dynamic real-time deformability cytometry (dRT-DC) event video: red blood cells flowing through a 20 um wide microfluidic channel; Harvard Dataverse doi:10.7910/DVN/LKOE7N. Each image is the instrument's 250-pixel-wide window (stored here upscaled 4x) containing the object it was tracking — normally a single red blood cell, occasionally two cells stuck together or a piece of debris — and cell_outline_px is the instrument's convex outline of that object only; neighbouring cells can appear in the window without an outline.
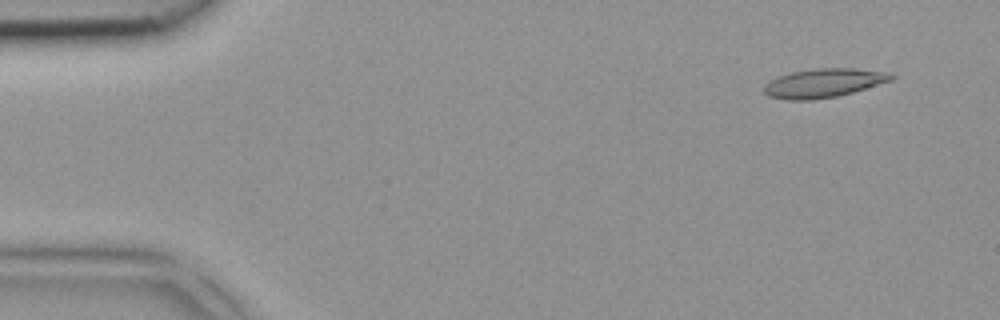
{"species": "common noctule bat (a hibernating species)", "species_latin": "Nyctalus noctula", "temperature_condition": "room temperature", "stored_images_in_passage": 4, "camera_frame_rate_fps": 3000, "um_per_image_px": 0.085, "animal": {"sex": "female", "body_mass_g": 18.4}, "frame": {"image": 1, "passage_image": 1, "time_ms": 0.0, "image_size_px": [1000, 320], "cell_outline_px": [[896, 76], [892, 80], [852, 92], [836, 96], [812, 100], [788, 100], [768, 96], [764, 92], [764, 84], [780, 76], [792, 72], [816, 68], [856, 68], [892, 72]], "centroid_in_image_um": [70.05, 7.05], "position_along_channel_um": 15.0, "area_um2": 21.39}}
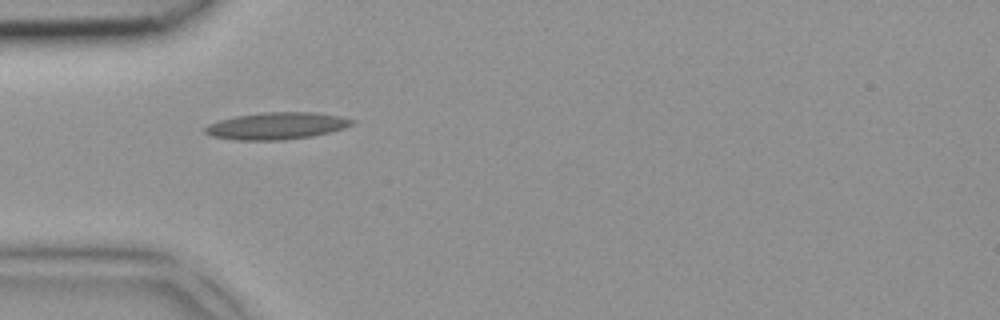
{"frame": {"image": 2, "passage_image": 4, "time_ms": 1.0, "image_size_px": [1000, 320], "cell_outline_px": [[356, 120], [352, 124], [344, 128], [312, 136], [284, 140], [236, 140], [212, 136], [204, 132], [204, 128], [208, 124], [220, 120], [236, 116], [264, 112], [316, 112], [340, 116]], "centroid_in_image_um": [23.51, 10.69], "position_along_channel_um": 61.5, "area_um2": 23.06}}